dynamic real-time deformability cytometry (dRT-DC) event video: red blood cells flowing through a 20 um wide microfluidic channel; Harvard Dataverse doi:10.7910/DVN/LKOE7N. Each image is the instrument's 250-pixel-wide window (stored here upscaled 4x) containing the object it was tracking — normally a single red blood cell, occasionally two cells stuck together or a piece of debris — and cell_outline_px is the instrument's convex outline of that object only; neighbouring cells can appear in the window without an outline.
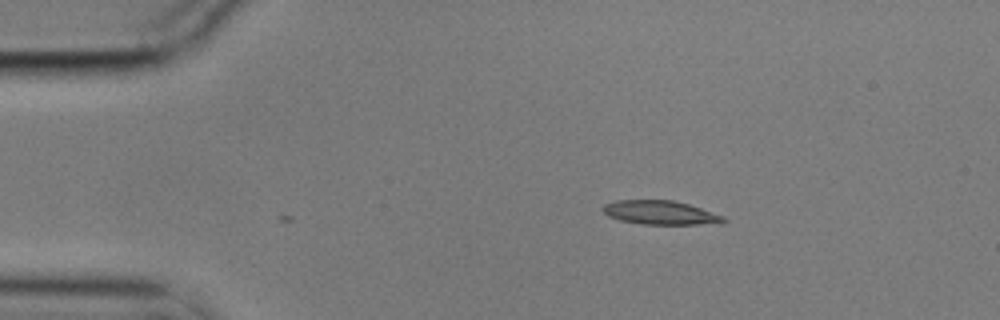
{"species": "common noctule bat (a hibernating species)", "species_latin": "Nyctalus noctula", "temperature_condition": "cold", "stored_images_in_passage": 3, "camera_frame_rate_fps": 3000, "um_per_image_px": 0.085, "animal": {"sex": "male", "body_mass_g": 17.9}, "frame": {"image": 1, "passage_image": 3, "time_ms": 0.667, "image_size_px": [1000, 320], "cell_outline_px": [[728, 220], [720, 224], [640, 224], [620, 220], [608, 216], [600, 208], [604, 204], [616, 200], [672, 200], [688, 204], [724, 216]], "centroid_in_image_um": [56.12, 18.08], "position_along_channel_um": 28.9, "area_um2": 16.88}}